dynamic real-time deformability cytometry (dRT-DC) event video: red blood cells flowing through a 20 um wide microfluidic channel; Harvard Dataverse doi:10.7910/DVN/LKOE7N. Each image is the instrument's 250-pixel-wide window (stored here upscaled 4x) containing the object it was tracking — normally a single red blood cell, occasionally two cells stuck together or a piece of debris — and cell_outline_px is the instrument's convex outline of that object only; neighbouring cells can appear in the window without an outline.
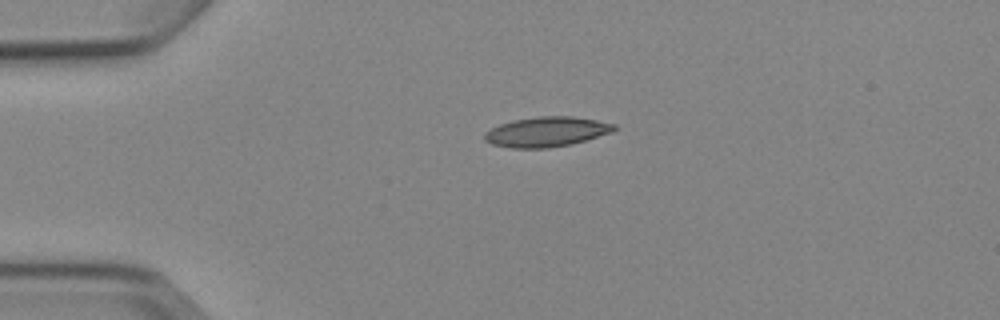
{"species": "Egyptian fruit bat (a non-hibernating species)", "species_latin": "Rousettus aegyptiacus", "temperature_condition": "cold", "stored_images_in_passage": 2, "camera_frame_rate_fps": 3000, "um_per_image_px": 0.085, "animal": {"sex": "female"}, "frame": {"image": 1, "passage_image": 1, "time_ms": 0.0, "image_size_px": [1000, 320], "cell_outline_px": [[616, 128], [612, 132], [572, 144], [548, 148], [512, 148], [492, 144], [484, 140], [484, 132], [500, 124], [512, 120], [540, 116], [572, 116], [596, 120], [616, 124]], "centroid_in_image_um": [46.45, 11.2], "position_along_channel_um": 38.6, "area_um2": 22.6}}